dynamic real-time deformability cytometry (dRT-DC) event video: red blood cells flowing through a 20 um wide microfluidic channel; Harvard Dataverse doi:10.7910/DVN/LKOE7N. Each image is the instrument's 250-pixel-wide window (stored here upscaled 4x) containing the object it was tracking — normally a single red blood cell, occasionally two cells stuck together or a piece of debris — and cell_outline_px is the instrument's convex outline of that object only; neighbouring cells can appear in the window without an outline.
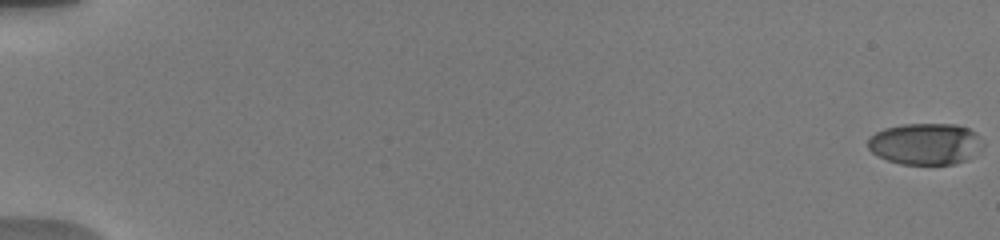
{"species": "human", "species_latin": "Homo sapiens", "temperature_condition": "warm", "stored_images_in_passage": 23, "camera_frame_rate_fps": 3000, "um_per_image_px": 0.085, "donor": {"sex": "male"}, "frame": {"image": 1, "passage_image": 1, "time_ms": 0.0, "image_size_px": [1000, 240], "cell_outline_px": [[984, 144], [968, 160], [956, 164], [900, 164], [888, 160], [872, 152], [868, 148], [868, 136], [884, 128], [904, 124], [956, 124], [968, 128], [976, 132], [980, 136]], "centroid_in_image_um": [78.67, 12.22], "position_along_channel_um": 6.3, "area_um2": 27.98}}
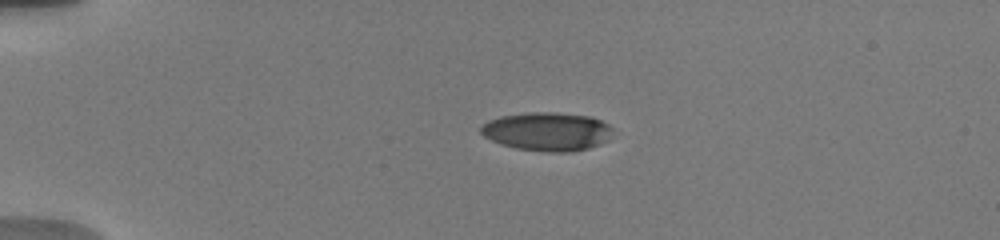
{"frame": {"image": 2, "passage_image": 16, "time_ms": 4.667, "image_size_px": [1000, 240], "cell_outline_px": [[612, 128], [608, 140], [600, 144], [588, 148], [572, 152], [548, 152], [516, 148], [500, 144], [484, 136], [480, 132], [480, 128], [488, 120], [500, 116], [528, 112], [552, 112], [592, 116], [608, 124]], "centroid_in_image_um": [46.51, 11.17], "position_along_channel_um": 38.5, "area_um2": 29.71}}